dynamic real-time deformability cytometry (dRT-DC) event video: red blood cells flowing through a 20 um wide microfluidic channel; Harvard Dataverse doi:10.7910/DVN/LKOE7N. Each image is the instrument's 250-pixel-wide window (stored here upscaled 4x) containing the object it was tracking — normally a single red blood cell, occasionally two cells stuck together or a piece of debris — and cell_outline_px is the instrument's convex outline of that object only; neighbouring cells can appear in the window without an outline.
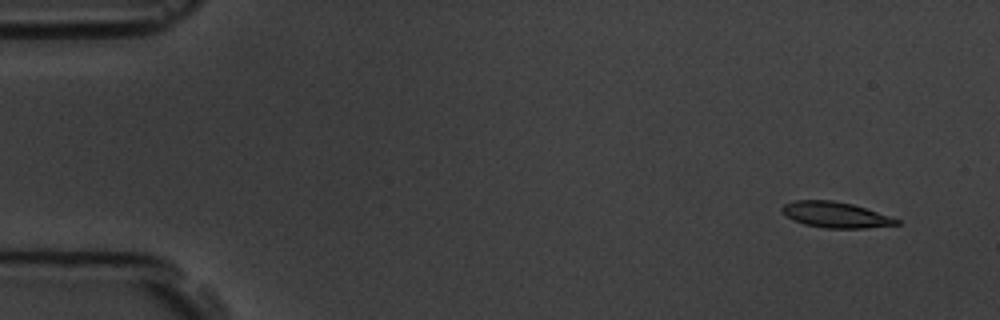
{"species": "common noctule bat (a hibernating species)", "species_latin": "Nyctalus noctula", "temperature_condition": "room temperature", "stored_images_in_passage": 10, "camera_frame_rate_fps": 3000, "um_per_image_px": 0.085, "animal": {"sex": "male", "body_mass_g": 19.5, "forearm_length_mm": 54.6}, "frame": {"image": 1, "passage_image": 1, "time_ms": 0.0, "image_size_px": [1000, 320], "cell_outline_px": [[900, 224], [864, 228], [824, 228], [804, 224], [792, 220], [780, 208], [784, 204], [796, 200], [832, 200], [852, 204], [900, 220]], "centroid_in_image_um": [70.99, 18.26], "position_along_channel_um": 14.0, "area_um2": 16.94}}
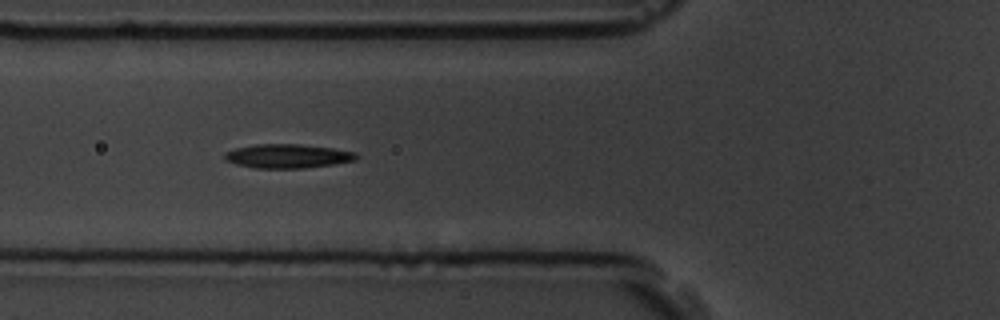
{"frame": {"image": 2, "passage_image": 6, "time_ms": 5.667, "image_size_px": [1000, 320], "cell_outline_px": [[360, 156], [356, 160], [332, 164], [304, 168], [252, 168], [236, 164], [224, 160], [224, 152], [236, 148], [256, 144], [300, 144], [332, 148], [356, 152]], "centroid_in_image_um": [24.43, 13.27], "position_along_channel_um": 101.4, "area_um2": 18.5}}
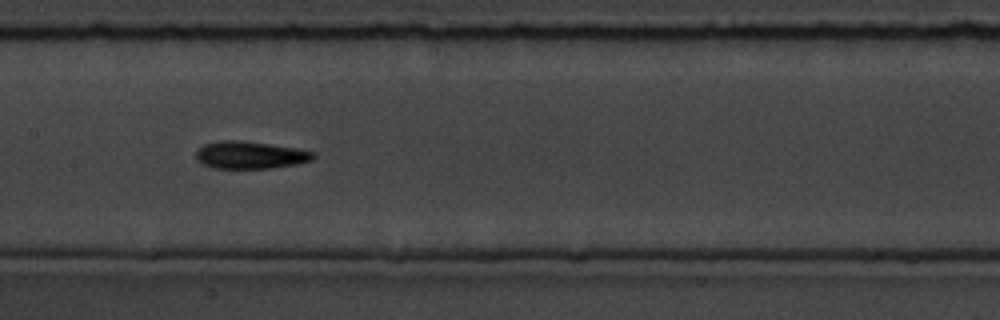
{"frame": {"image": 3, "passage_image": 8, "time_ms": 8.0, "image_size_px": [1000, 320], "cell_outline_px": [[316, 156], [312, 160], [296, 164], [272, 168], [212, 168], [200, 164], [196, 160], [196, 152], [204, 144], [220, 140], [240, 140], [296, 148], [312, 152]], "centroid_in_image_um": [21.22, 13.18], "position_along_channel_um": 186.2, "area_um2": 18.73}}